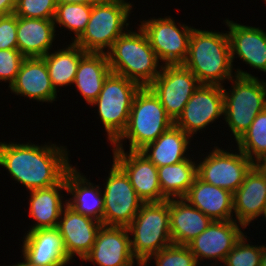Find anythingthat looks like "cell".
Wrapping results in <instances>:
<instances>
[{
  "label": "cell",
  "instance_id": "484cf974",
  "mask_svg": "<svg viewBox=\"0 0 266 266\" xmlns=\"http://www.w3.org/2000/svg\"><path fill=\"white\" fill-rule=\"evenodd\" d=\"M54 20L17 17V47L26 57H43L53 49Z\"/></svg>",
  "mask_w": 266,
  "mask_h": 266
},
{
  "label": "cell",
  "instance_id": "d4e9b609",
  "mask_svg": "<svg viewBox=\"0 0 266 266\" xmlns=\"http://www.w3.org/2000/svg\"><path fill=\"white\" fill-rule=\"evenodd\" d=\"M172 244L187 245L213 221L184 198L169 199Z\"/></svg>",
  "mask_w": 266,
  "mask_h": 266
},
{
  "label": "cell",
  "instance_id": "603a6c76",
  "mask_svg": "<svg viewBox=\"0 0 266 266\" xmlns=\"http://www.w3.org/2000/svg\"><path fill=\"white\" fill-rule=\"evenodd\" d=\"M77 167L72 166L65 174L66 186L70 198L67 204L85 216L102 223L104 210V195L99 187L90 182L80 173Z\"/></svg>",
  "mask_w": 266,
  "mask_h": 266
},
{
  "label": "cell",
  "instance_id": "4dcf8cb0",
  "mask_svg": "<svg viewBox=\"0 0 266 266\" xmlns=\"http://www.w3.org/2000/svg\"><path fill=\"white\" fill-rule=\"evenodd\" d=\"M254 164L266 157V109L258 113L244 135L236 142Z\"/></svg>",
  "mask_w": 266,
  "mask_h": 266
},
{
  "label": "cell",
  "instance_id": "d6a6232c",
  "mask_svg": "<svg viewBox=\"0 0 266 266\" xmlns=\"http://www.w3.org/2000/svg\"><path fill=\"white\" fill-rule=\"evenodd\" d=\"M151 260L155 266H200L187 245L171 244L152 255L144 265L150 266Z\"/></svg>",
  "mask_w": 266,
  "mask_h": 266
},
{
  "label": "cell",
  "instance_id": "5bb4252c",
  "mask_svg": "<svg viewBox=\"0 0 266 266\" xmlns=\"http://www.w3.org/2000/svg\"><path fill=\"white\" fill-rule=\"evenodd\" d=\"M237 223L234 219L228 221L213 220L205 231L187 244L199 265L205 259L210 260V262L215 261V264L211 263L214 266L223 263L228 253L245 233L242 232V229L246 228Z\"/></svg>",
  "mask_w": 266,
  "mask_h": 266
},
{
  "label": "cell",
  "instance_id": "60d3db41",
  "mask_svg": "<svg viewBox=\"0 0 266 266\" xmlns=\"http://www.w3.org/2000/svg\"><path fill=\"white\" fill-rule=\"evenodd\" d=\"M21 256L24 259L23 262H17V264L15 263L13 265H8V266H44V265L33 264L30 261H28L23 255Z\"/></svg>",
  "mask_w": 266,
  "mask_h": 266
},
{
  "label": "cell",
  "instance_id": "9a60e30c",
  "mask_svg": "<svg viewBox=\"0 0 266 266\" xmlns=\"http://www.w3.org/2000/svg\"><path fill=\"white\" fill-rule=\"evenodd\" d=\"M113 161L125 172L138 197L144 202L167 200L160 188L157 167L140 151L112 149Z\"/></svg>",
  "mask_w": 266,
  "mask_h": 266
},
{
  "label": "cell",
  "instance_id": "ac0fdd59",
  "mask_svg": "<svg viewBox=\"0 0 266 266\" xmlns=\"http://www.w3.org/2000/svg\"><path fill=\"white\" fill-rule=\"evenodd\" d=\"M266 209V176L254 165L241 186L233 193L234 220L245 228L263 218Z\"/></svg>",
  "mask_w": 266,
  "mask_h": 266
},
{
  "label": "cell",
  "instance_id": "44dd1931",
  "mask_svg": "<svg viewBox=\"0 0 266 266\" xmlns=\"http://www.w3.org/2000/svg\"><path fill=\"white\" fill-rule=\"evenodd\" d=\"M11 93L37 102L57 101V92L51 84L46 62L42 57L25 58L10 86Z\"/></svg>",
  "mask_w": 266,
  "mask_h": 266
},
{
  "label": "cell",
  "instance_id": "7a4b0ae2",
  "mask_svg": "<svg viewBox=\"0 0 266 266\" xmlns=\"http://www.w3.org/2000/svg\"><path fill=\"white\" fill-rule=\"evenodd\" d=\"M183 65L197 77L200 84L223 86L225 80L230 81L235 76L255 77L240 68L234 69L228 32L193 28Z\"/></svg>",
  "mask_w": 266,
  "mask_h": 266
},
{
  "label": "cell",
  "instance_id": "74e56055",
  "mask_svg": "<svg viewBox=\"0 0 266 266\" xmlns=\"http://www.w3.org/2000/svg\"><path fill=\"white\" fill-rule=\"evenodd\" d=\"M16 0H0V14H13L15 10Z\"/></svg>",
  "mask_w": 266,
  "mask_h": 266
},
{
  "label": "cell",
  "instance_id": "1f68e13d",
  "mask_svg": "<svg viewBox=\"0 0 266 266\" xmlns=\"http://www.w3.org/2000/svg\"><path fill=\"white\" fill-rule=\"evenodd\" d=\"M93 4L57 3L54 18L55 28L59 25L73 32L71 42H74L85 30ZM57 25V26H56Z\"/></svg>",
  "mask_w": 266,
  "mask_h": 266
},
{
  "label": "cell",
  "instance_id": "836d02e7",
  "mask_svg": "<svg viewBox=\"0 0 266 266\" xmlns=\"http://www.w3.org/2000/svg\"><path fill=\"white\" fill-rule=\"evenodd\" d=\"M246 237L243 234L219 266H260L263 245L249 244Z\"/></svg>",
  "mask_w": 266,
  "mask_h": 266
},
{
  "label": "cell",
  "instance_id": "8fae6325",
  "mask_svg": "<svg viewBox=\"0 0 266 266\" xmlns=\"http://www.w3.org/2000/svg\"><path fill=\"white\" fill-rule=\"evenodd\" d=\"M227 150L214 146L204 158L201 157L197 163V176L204 182L233 194L255 164L238 148L230 152ZM236 150L238 151L234 153Z\"/></svg>",
  "mask_w": 266,
  "mask_h": 266
},
{
  "label": "cell",
  "instance_id": "ee69618b",
  "mask_svg": "<svg viewBox=\"0 0 266 266\" xmlns=\"http://www.w3.org/2000/svg\"><path fill=\"white\" fill-rule=\"evenodd\" d=\"M4 16H5V15H1V14H0V22H1V20H2V18H3Z\"/></svg>",
  "mask_w": 266,
  "mask_h": 266
},
{
  "label": "cell",
  "instance_id": "f1b7e54d",
  "mask_svg": "<svg viewBox=\"0 0 266 266\" xmlns=\"http://www.w3.org/2000/svg\"><path fill=\"white\" fill-rule=\"evenodd\" d=\"M87 53L74 42L65 48L49 52L42 58L46 62L51 84L58 91V87L71 86L74 83L80 60Z\"/></svg>",
  "mask_w": 266,
  "mask_h": 266
},
{
  "label": "cell",
  "instance_id": "7402d4cb",
  "mask_svg": "<svg viewBox=\"0 0 266 266\" xmlns=\"http://www.w3.org/2000/svg\"><path fill=\"white\" fill-rule=\"evenodd\" d=\"M193 207L216 221L233 220V194L204 182L198 176L184 197Z\"/></svg>",
  "mask_w": 266,
  "mask_h": 266
},
{
  "label": "cell",
  "instance_id": "ba28073f",
  "mask_svg": "<svg viewBox=\"0 0 266 266\" xmlns=\"http://www.w3.org/2000/svg\"><path fill=\"white\" fill-rule=\"evenodd\" d=\"M141 86L124 76L111 73L103 84L98 98L90 106H98V119L112 144L125 130L134 97Z\"/></svg>",
  "mask_w": 266,
  "mask_h": 266
},
{
  "label": "cell",
  "instance_id": "30bf717a",
  "mask_svg": "<svg viewBox=\"0 0 266 266\" xmlns=\"http://www.w3.org/2000/svg\"><path fill=\"white\" fill-rule=\"evenodd\" d=\"M112 167L104 185V210L102 225L127 227L144 203L125 172L112 161Z\"/></svg>",
  "mask_w": 266,
  "mask_h": 266
},
{
  "label": "cell",
  "instance_id": "277c9868",
  "mask_svg": "<svg viewBox=\"0 0 266 266\" xmlns=\"http://www.w3.org/2000/svg\"><path fill=\"white\" fill-rule=\"evenodd\" d=\"M173 125L154 92L149 87H141L134 97L127 126L111 144L112 149L124 150L123 142L128 139L129 150L140 151Z\"/></svg>",
  "mask_w": 266,
  "mask_h": 266
},
{
  "label": "cell",
  "instance_id": "ffe728a7",
  "mask_svg": "<svg viewBox=\"0 0 266 266\" xmlns=\"http://www.w3.org/2000/svg\"><path fill=\"white\" fill-rule=\"evenodd\" d=\"M25 234L21 253L28 261L44 266L70 264L71 259L57 228L37 229Z\"/></svg>",
  "mask_w": 266,
  "mask_h": 266
},
{
  "label": "cell",
  "instance_id": "f546056e",
  "mask_svg": "<svg viewBox=\"0 0 266 266\" xmlns=\"http://www.w3.org/2000/svg\"><path fill=\"white\" fill-rule=\"evenodd\" d=\"M193 158V159H192ZM177 164L158 167L162 195L168 199L184 198L197 177V161L194 157Z\"/></svg>",
  "mask_w": 266,
  "mask_h": 266
},
{
  "label": "cell",
  "instance_id": "8992f818",
  "mask_svg": "<svg viewBox=\"0 0 266 266\" xmlns=\"http://www.w3.org/2000/svg\"><path fill=\"white\" fill-rule=\"evenodd\" d=\"M131 249L140 264L172 244L169 199L143 203L133 221L127 226Z\"/></svg>",
  "mask_w": 266,
  "mask_h": 266
},
{
  "label": "cell",
  "instance_id": "d6986e66",
  "mask_svg": "<svg viewBox=\"0 0 266 266\" xmlns=\"http://www.w3.org/2000/svg\"><path fill=\"white\" fill-rule=\"evenodd\" d=\"M229 31L231 60L240 58L258 71L266 72V32L253 26H246L232 20H224ZM235 55H237L235 57Z\"/></svg>",
  "mask_w": 266,
  "mask_h": 266
},
{
  "label": "cell",
  "instance_id": "5b68a950",
  "mask_svg": "<svg viewBox=\"0 0 266 266\" xmlns=\"http://www.w3.org/2000/svg\"><path fill=\"white\" fill-rule=\"evenodd\" d=\"M132 10L133 4L127 0H98L92 5L85 30L74 43L86 53H107L130 27Z\"/></svg>",
  "mask_w": 266,
  "mask_h": 266
},
{
  "label": "cell",
  "instance_id": "e575fe53",
  "mask_svg": "<svg viewBox=\"0 0 266 266\" xmlns=\"http://www.w3.org/2000/svg\"><path fill=\"white\" fill-rule=\"evenodd\" d=\"M56 0H16L14 14L22 18L54 20Z\"/></svg>",
  "mask_w": 266,
  "mask_h": 266
},
{
  "label": "cell",
  "instance_id": "2e32d148",
  "mask_svg": "<svg viewBox=\"0 0 266 266\" xmlns=\"http://www.w3.org/2000/svg\"><path fill=\"white\" fill-rule=\"evenodd\" d=\"M82 261L96 266H137L132 253L127 227L104 226L99 229L95 243Z\"/></svg>",
  "mask_w": 266,
  "mask_h": 266
},
{
  "label": "cell",
  "instance_id": "3957f363",
  "mask_svg": "<svg viewBox=\"0 0 266 266\" xmlns=\"http://www.w3.org/2000/svg\"><path fill=\"white\" fill-rule=\"evenodd\" d=\"M127 30L106 53L111 72L148 87L160 74L163 64L152 49L145 32Z\"/></svg>",
  "mask_w": 266,
  "mask_h": 266
},
{
  "label": "cell",
  "instance_id": "9c48e42d",
  "mask_svg": "<svg viewBox=\"0 0 266 266\" xmlns=\"http://www.w3.org/2000/svg\"><path fill=\"white\" fill-rule=\"evenodd\" d=\"M140 23L161 64L177 65L186 61L193 26L180 22L177 26L171 16L152 17Z\"/></svg>",
  "mask_w": 266,
  "mask_h": 266
},
{
  "label": "cell",
  "instance_id": "7c38bea8",
  "mask_svg": "<svg viewBox=\"0 0 266 266\" xmlns=\"http://www.w3.org/2000/svg\"><path fill=\"white\" fill-rule=\"evenodd\" d=\"M199 86L197 77L183 64H177L163 65L160 74L148 87L175 122Z\"/></svg>",
  "mask_w": 266,
  "mask_h": 266
},
{
  "label": "cell",
  "instance_id": "83f0119b",
  "mask_svg": "<svg viewBox=\"0 0 266 266\" xmlns=\"http://www.w3.org/2000/svg\"><path fill=\"white\" fill-rule=\"evenodd\" d=\"M111 73L106 53H87L79 62L73 85L90 105Z\"/></svg>",
  "mask_w": 266,
  "mask_h": 266
},
{
  "label": "cell",
  "instance_id": "52a82bcc",
  "mask_svg": "<svg viewBox=\"0 0 266 266\" xmlns=\"http://www.w3.org/2000/svg\"><path fill=\"white\" fill-rule=\"evenodd\" d=\"M229 82L232 84L230 89H225L223 85L222 119H225L237 142L258 113L266 109V80L235 76Z\"/></svg>",
  "mask_w": 266,
  "mask_h": 266
},
{
  "label": "cell",
  "instance_id": "8d00e7d4",
  "mask_svg": "<svg viewBox=\"0 0 266 266\" xmlns=\"http://www.w3.org/2000/svg\"><path fill=\"white\" fill-rule=\"evenodd\" d=\"M16 33L17 16L5 15L0 22V50L18 49Z\"/></svg>",
  "mask_w": 266,
  "mask_h": 266
},
{
  "label": "cell",
  "instance_id": "f35d334b",
  "mask_svg": "<svg viewBox=\"0 0 266 266\" xmlns=\"http://www.w3.org/2000/svg\"><path fill=\"white\" fill-rule=\"evenodd\" d=\"M57 3H80V4H94L98 0H56Z\"/></svg>",
  "mask_w": 266,
  "mask_h": 266
},
{
  "label": "cell",
  "instance_id": "4fadbf2b",
  "mask_svg": "<svg viewBox=\"0 0 266 266\" xmlns=\"http://www.w3.org/2000/svg\"><path fill=\"white\" fill-rule=\"evenodd\" d=\"M224 116L223 86L200 84L174 125L192 139L200 130Z\"/></svg>",
  "mask_w": 266,
  "mask_h": 266
},
{
  "label": "cell",
  "instance_id": "ab89813d",
  "mask_svg": "<svg viewBox=\"0 0 266 266\" xmlns=\"http://www.w3.org/2000/svg\"><path fill=\"white\" fill-rule=\"evenodd\" d=\"M255 165L266 176V157L261 158Z\"/></svg>",
  "mask_w": 266,
  "mask_h": 266
},
{
  "label": "cell",
  "instance_id": "d590c367",
  "mask_svg": "<svg viewBox=\"0 0 266 266\" xmlns=\"http://www.w3.org/2000/svg\"><path fill=\"white\" fill-rule=\"evenodd\" d=\"M25 58L18 49L0 50V82H9L10 87Z\"/></svg>",
  "mask_w": 266,
  "mask_h": 266
},
{
  "label": "cell",
  "instance_id": "b9f144b4",
  "mask_svg": "<svg viewBox=\"0 0 266 266\" xmlns=\"http://www.w3.org/2000/svg\"><path fill=\"white\" fill-rule=\"evenodd\" d=\"M260 266H266V245H263V252L261 255V262H260Z\"/></svg>",
  "mask_w": 266,
  "mask_h": 266
},
{
  "label": "cell",
  "instance_id": "7bdbcfd3",
  "mask_svg": "<svg viewBox=\"0 0 266 266\" xmlns=\"http://www.w3.org/2000/svg\"><path fill=\"white\" fill-rule=\"evenodd\" d=\"M263 216H264L263 219H265V221H266V209H265V212H264Z\"/></svg>",
  "mask_w": 266,
  "mask_h": 266
},
{
  "label": "cell",
  "instance_id": "6da1fadb",
  "mask_svg": "<svg viewBox=\"0 0 266 266\" xmlns=\"http://www.w3.org/2000/svg\"><path fill=\"white\" fill-rule=\"evenodd\" d=\"M68 152L56 142H0V166L29 191L48 188L58 184L72 167Z\"/></svg>",
  "mask_w": 266,
  "mask_h": 266
},
{
  "label": "cell",
  "instance_id": "cb8c5ba5",
  "mask_svg": "<svg viewBox=\"0 0 266 266\" xmlns=\"http://www.w3.org/2000/svg\"><path fill=\"white\" fill-rule=\"evenodd\" d=\"M63 190L67 192L65 177L54 186L29 191V216L35 220V224L27 232L57 227L61 212L67 204L61 195Z\"/></svg>",
  "mask_w": 266,
  "mask_h": 266
},
{
  "label": "cell",
  "instance_id": "e0dca14e",
  "mask_svg": "<svg viewBox=\"0 0 266 266\" xmlns=\"http://www.w3.org/2000/svg\"><path fill=\"white\" fill-rule=\"evenodd\" d=\"M101 226L98 220L80 214L66 204L56 228L63 238L67 256L72 260L76 255L83 260L93 247Z\"/></svg>",
  "mask_w": 266,
  "mask_h": 266
},
{
  "label": "cell",
  "instance_id": "4316f807",
  "mask_svg": "<svg viewBox=\"0 0 266 266\" xmlns=\"http://www.w3.org/2000/svg\"><path fill=\"white\" fill-rule=\"evenodd\" d=\"M192 138L182 129L173 125L154 142L140 150L157 168L177 164L186 160ZM187 153V154H185ZM188 155V156H187Z\"/></svg>",
  "mask_w": 266,
  "mask_h": 266
}]
</instances>
